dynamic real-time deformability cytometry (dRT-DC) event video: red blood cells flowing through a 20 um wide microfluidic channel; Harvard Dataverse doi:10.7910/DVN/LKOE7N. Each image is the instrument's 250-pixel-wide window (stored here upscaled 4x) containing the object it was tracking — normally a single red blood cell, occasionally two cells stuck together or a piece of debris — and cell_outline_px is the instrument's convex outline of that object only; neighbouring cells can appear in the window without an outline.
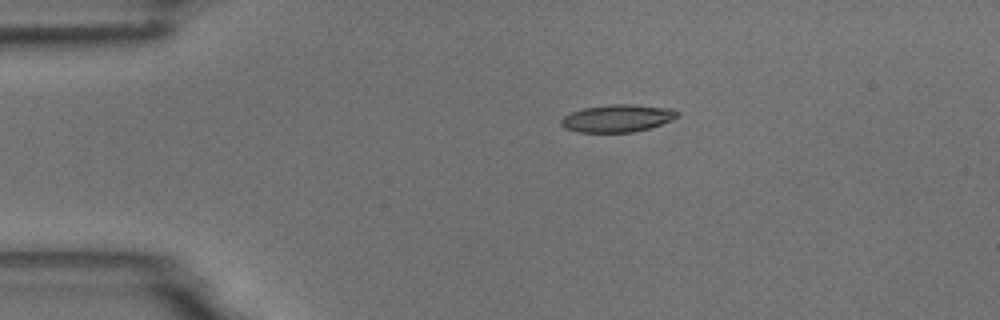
{"species": "common noctule bat (a hibernating species)", "species_latin": "Nyctalus noctula", "temperature_condition": "room temperature", "stored_images_in_passage": 7, "camera_frame_rate_fps": 3000, "um_per_image_px": 0.085, "animal": {"sex": "male", "body_mass_g": 18.8}, "frame": {"image": 1, "passage_image": 1, "time_ms": 0.0, "image_size_px": [1000, 320], "cell_outline_px": [[680, 112], [672, 120], [648, 128], [632, 132], [576, 132], [564, 128], [560, 124], [560, 120], [564, 116], [572, 112], [584, 108], [612, 104], [632, 104], [672, 108]], "centroid_in_image_um": [52.46, 10.05], "position_along_channel_um": 32.5, "area_um2": 18.55}}
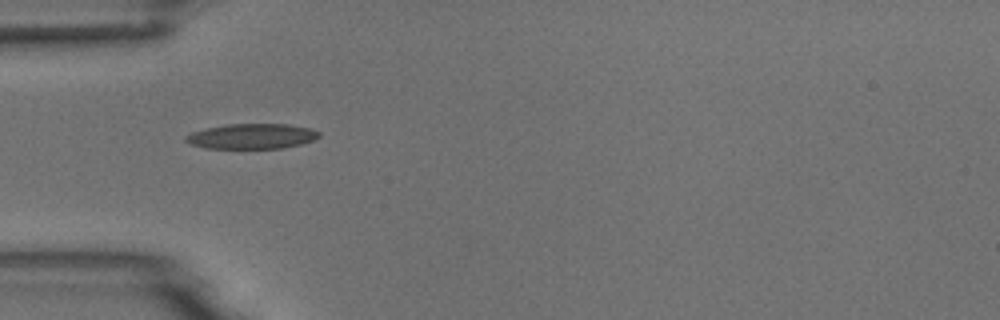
{"frame": {"image": 2, "passage_image": 3, "time_ms": 2.0, "image_size_px": [1000, 320], "cell_outline_px": [[320, 136], [312, 140], [300, 144], [284, 148], [204, 148], [192, 144], [184, 140], [184, 136], [192, 132], [224, 124], [288, 124], [312, 128], [320, 132]], "centroid_in_image_um": [21.42, 11.57], "position_along_channel_um": 63.6, "area_um2": 19.54}}
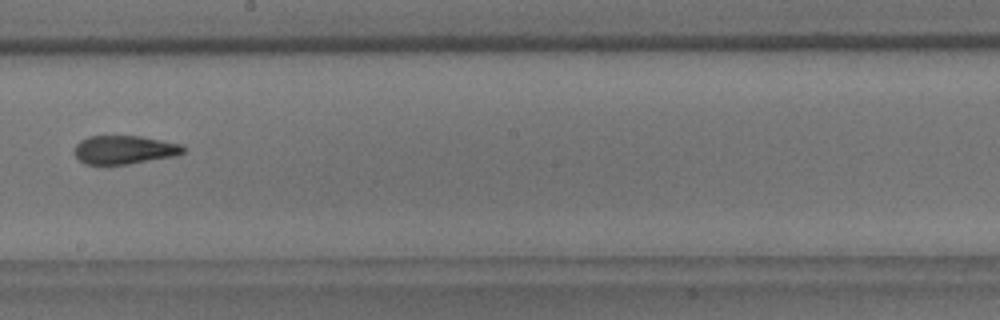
{"frame": {"image": 3, "passage_image": 7, "time_ms": 6.667, "image_size_px": [1000, 320], "cell_outline_px": [[184, 152], [176, 156], [128, 164], [84, 164], [76, 156], [76, 144], [80, 140], [88, 136], [140, 136], [184, 144]], "centroid_in_image_um": [10.61, 12.72], "position_along_channel_um": 237.6, "area_um2": 18.09}}